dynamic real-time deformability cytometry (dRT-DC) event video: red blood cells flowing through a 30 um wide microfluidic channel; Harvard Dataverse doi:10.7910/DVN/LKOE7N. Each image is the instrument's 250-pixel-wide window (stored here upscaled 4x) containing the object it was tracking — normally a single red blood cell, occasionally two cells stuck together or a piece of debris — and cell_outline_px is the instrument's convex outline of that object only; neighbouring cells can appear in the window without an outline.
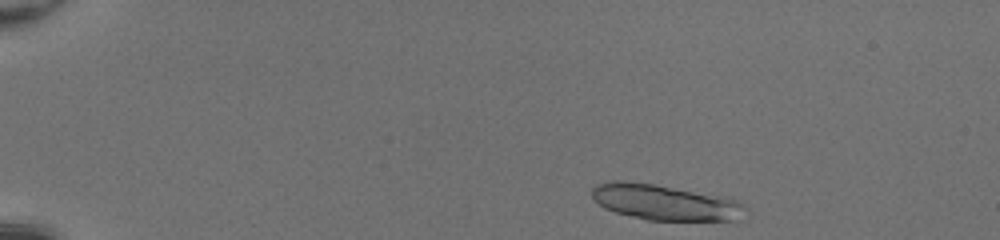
{"species": "common noctule bat (a hibernating species)", "species_latin": "Nyctalus noctula", "temperature_condition": "room temperature", "stored_images_in_passage": 31, "camera_frame_rate_fps": 3000, "um_per_image_px": 0.085, "animal": {"sex": "female", "body_mass_g": 20.0, "forearm_length_mm": 54.0}, "frame": {"image": 1, "passage_image": 2, "time_ms": 0.333, "image_size_px": [1000, 240], "cell_outline_px": [[744, 208], [732, 220], [648, 220], [616, 212], [604, 208], [592, 196], [592, 188], [596, 184], [608, 180], [624, 180], [652, 184], [728, 196], [736, 200]], "centroid_in_image_um": [56.42, 17.17], "position_along_channel_um": 28.6, "area_um2": 31.39}}
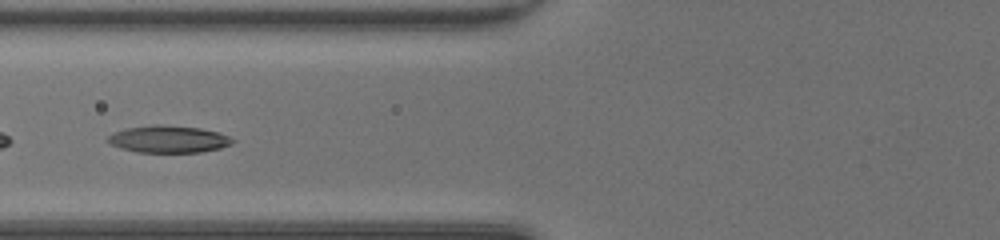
{"frame": {"image": 2, "passage_image": 16, "time_ms": 5.0, "image_size_px": [1000, 240], "cell_outline_px": [[236, 140], [232, 144], [220, 148], [200, 152], [136, 152], [120, 148], [104, 140], [108, 136], [124, 128], [152, 124], [160, 124], [200, 128], [220, 132]], "centroid_in_image_um": [14.32, 11.82], "position_along_channel_um": 111.5, "area_um2": 19.88}}
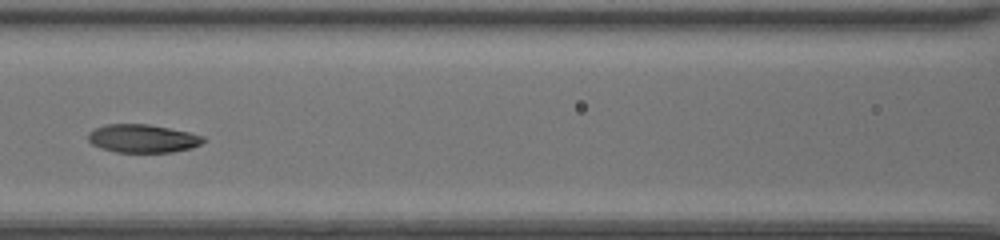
{"frame": {"image": 3, "passage_image": 19, "time_ms": 6.0, "image_size_px": [1000, 240], "cell_outline_px": [[204, 140], [200, 144], [192, 148], [172, 152], [116, 152], [100, 148], [92, 144], [88, 140], [88, 132], [104, 124], [148, 124], [188, 132], [204, 136]], "centroid_in_image_um": [12.1, 11.77], "position_along_channel_um": 154.5, "area_um2": 18.9}}